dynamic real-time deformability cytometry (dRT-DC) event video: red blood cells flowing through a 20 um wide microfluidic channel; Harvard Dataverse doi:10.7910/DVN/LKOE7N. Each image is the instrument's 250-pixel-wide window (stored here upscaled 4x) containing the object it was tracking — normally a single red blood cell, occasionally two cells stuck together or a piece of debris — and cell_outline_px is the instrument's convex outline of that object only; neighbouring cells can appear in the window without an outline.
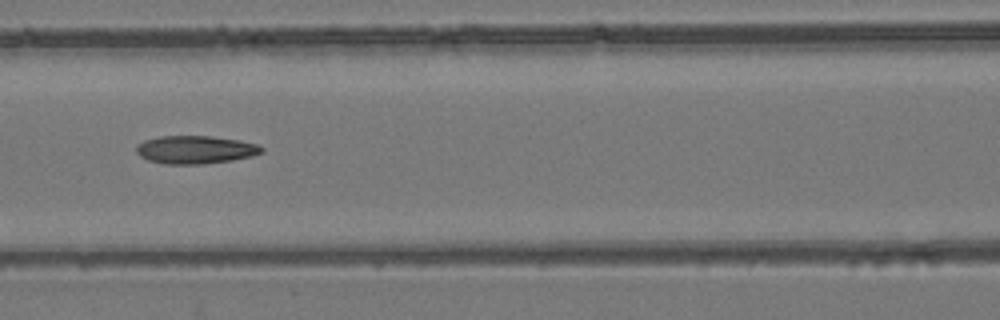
{"species": "common noctule bat (a hibernating species)", "species_latin": "Nyctalus noctula", "temperature_condition": "room temperature", "stored_images_in_passage": 5, "camera_frame_rate_fps": 3000, "um_per_image_px": 0.085, "animal": {"sex": "female", "body_mass_g": 24.6, "forearm_length_mm": 56.2}, "frame": {"image": 1, "passage_image": 3, "time_ms": 2.0, "image_size_px": [1000, 320], "cell_outline_px": [[264, 152], [252, 156], [232, 160], [204, 164], [164, 164], [148, 160], [140, 156], [136, 152], [136, 144], [144, 140], [160, 136], [208, 136], [240, 140], [256, 144], [264, 148]], "centroid_in_image_um": [16.59, 12.72], "position_along_channel_um": 150.0, "area_um2": 20.58}}
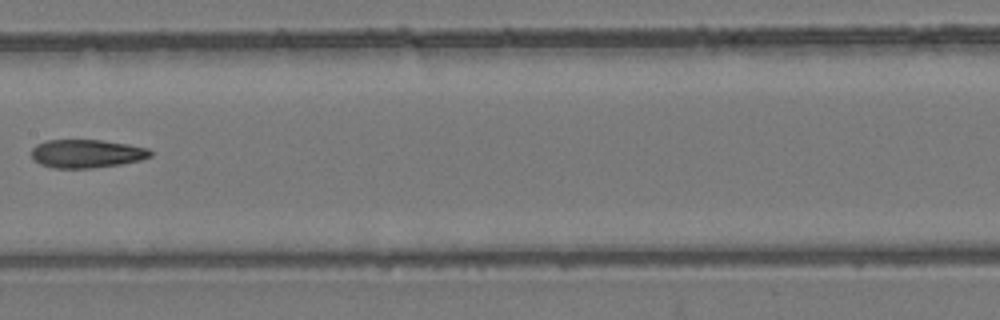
{"frame": {"image": 2, "passage_image": 4, "time_ms": 3.333, "image_size_px": [1000, 320], "cell_outline_px": [[152, 156], [140, 160], [120, 164], [92, 168], [52, 168], [40, 164], [32, 160], [32, 148], [36, 144], [48, 140], [100, 140], [128, 144], [148, 148], [152, 152]], "centroid_in_image_um": [7.35, 13.06], "position_along_channel_um": 200.1, "area_um2": 19.71}}
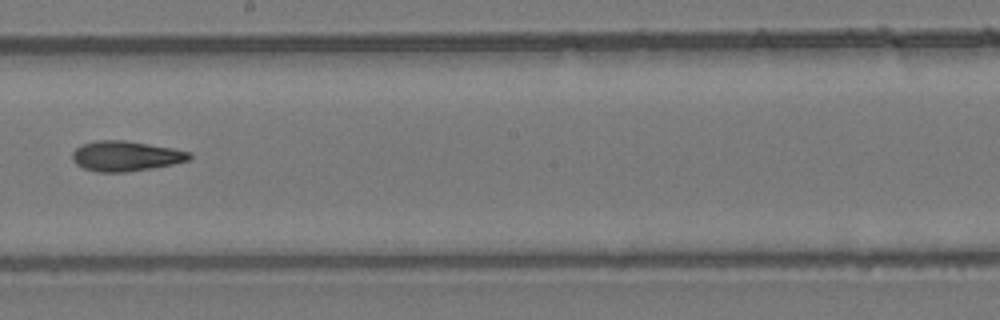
{"frame": {"image": 3, "passage_image": 5, "time_ms": 4.333, "image_size_px": [1000, 320], "cell_outline_px": [[192, 156], [188, 160], [172, 164], [152, 168], [124, 172], [96, 172], [84, 168], [76, 164], [72, 160], [72, 152], [76, 148], [84, 144], [96, 140], [124, 140], [172, 148], [192, 152]], "centroid_in_image_um": [10.67, 13.26], "position_along_channel_um": 237.5, "area_um2": 20.46}}